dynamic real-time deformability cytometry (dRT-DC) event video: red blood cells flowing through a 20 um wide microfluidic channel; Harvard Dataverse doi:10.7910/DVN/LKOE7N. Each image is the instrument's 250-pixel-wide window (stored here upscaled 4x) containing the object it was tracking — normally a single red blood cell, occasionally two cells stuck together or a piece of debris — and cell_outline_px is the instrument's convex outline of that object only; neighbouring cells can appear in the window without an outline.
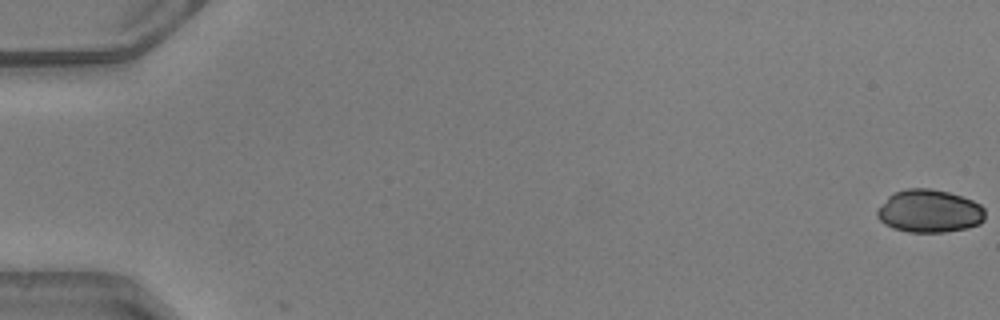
{"species": "common noctule bat (a hibernating species)", "species_latin": "Nyctalus noctula", "temperature_condition": "warm", "stored_images_in_passage": 3, "camera_frame_rate_fps": 3000, "um_per_image_px": 0.085, "animal": {"sex": "male", "body_mass_g": 20.5, "forearm_length_mm": 52.5}, "frame": {"image": 1, "passage_image": 1, "time_ms": 0.0, "image_size_px": [1000, 320], "cell_outline_px": [[984, 220], [980, 224], [968, 228], [944, 232], [908, 232], [892, 228], [884, 224], [876, 216], [876, 208], [888, 196], [896, 192], [908, 188], [932, 188], [948, 192], [972, 200], [980, 204], [984, 208]], "centroid_in_image_um": [78.97, 17.95], "position_along_channel_um": 6.0, "area_um2": 27.22}}